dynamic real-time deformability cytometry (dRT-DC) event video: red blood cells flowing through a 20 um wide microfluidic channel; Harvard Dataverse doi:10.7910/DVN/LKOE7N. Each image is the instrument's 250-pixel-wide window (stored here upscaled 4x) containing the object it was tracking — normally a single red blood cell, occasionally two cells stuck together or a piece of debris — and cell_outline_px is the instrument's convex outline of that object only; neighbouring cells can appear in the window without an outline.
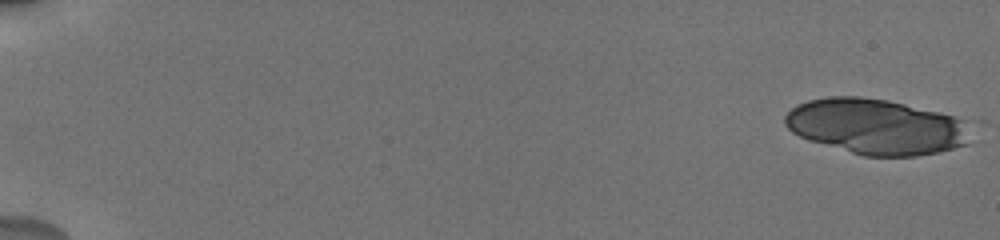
{"species": "human", "species_latin": "Homo sapiens", "temperature_condition": "cold", "stored_images_in_passage": 20, "camera_frame_rate_fps": 3000, "um_per_image_px": 0.085, "donor": {"sex": "male"}, "frame": {"image": 1, "passage_image": 1, "time_ms": 0.0, "image_size_px": [1000, 240], "cell_outline_px": [[972, 144], [940, 152], [916, 156], [864, 156], [808, 140], [792, 132], [784, 124], [784, 116], [796, 104], [808, 100], [828, 96], [860, 96], [888, 100], [940, 112], [964, 120]], "centroid_in_image_um": [74.47, 10.76], "position_along_channel_um": 10.5, "area_um2": 60.4}}
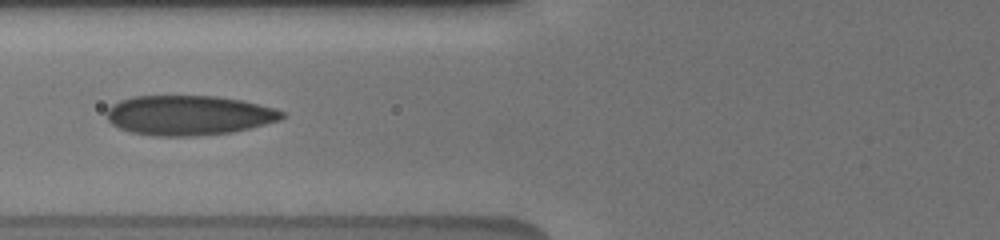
{"frame": {"image": 2, "passage_image": 19, "time_ms": 8.0, "image_size_px": [1000, 240], "cell_outline_px": [[288, 116], [280, 120], [252, 128], [232, 132], [196, 136], [152, 136], [132, 132], [120, 128], [112, 124], [108, 120], [108, 108], [112, 104], [120, 100], [132, 96], [216, 96], [240, 100], [276, 108], [284, 112]], "centroid_in_image_um": [16.08, 9.8], "position_along_channel_um": 109.7, "area_um2": 40.81}}